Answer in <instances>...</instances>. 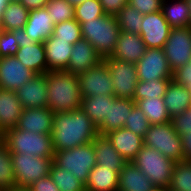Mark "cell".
<instances>
[{"label":"cell","instance_id":"6da1fadb","mask_svg":"<svg viewBox=\"0 0 191 191\" xmlns=\"http://www.w3.org/2000/svg\"><path fill=\"white\" fill-rule=\"evenodd\" d=\"M51 135L53 150L61 151L92 142L99 131L80 108L71 112H55Z\"/></svg>","mask_w":191,"mask_h":191},{"label":"cell","instance_id":"7a4b0ae2","mask_svg":"<svg viewBox=\"0 0 191 191\" xmlns=\"http://www.w3.org/2000/svg\"><path fill=\"white\" fill-rule=\"evenodd\" d=\"M47 107L52 112H71L80 109V94L77 74L65 70L47 71Z\"/></svg>","mask_w":191,"mask_h":191},{"label":"cell","instance_id":"3957f363","mask_svg":"<svg viewBox=\"0 0 191 191\" xmlns=\"http://www.w3.org/2000/svg\"><path fill=\"white\" fill-rule=\"evenodd\" d=\"M81 30L83 39H86L103 59L111 56L121 32L116 16L106 14L83 22Z\"/></svg>","mask_w":191,"mask_h":191},{"label":"cell","instance_id":"277c9868","mask_svg":"<svg viewBox=\"0 0 191 191\" xmlns=\"http://www.w3.org/2000/svg\"><path fill=\"white\" fill-rule=\"evenodd\" d=\"M0 138L5 142L10 153L52 158L54 150L51 134L28 132L16 127L5 130Z\"/></svg>","mask_w":191,"mask_h":191},{"label":"cell","instance_id":"5b68a950","mask_svg":"<svg viewBox=\"0 0 191 191\" xmlns=\"http://www.w3.org/2000/svg\"><path fill=\"white\" fill-rule=\"evenodd\" d=\"M132 162L143 172L155 187L169 188L176 162L156 149L143 145Z\"/></svg>","mask_w":191,"mask_h":191},{"label":"cell","instance_id":"8992f818","mask_svg":"<svg viewBox=\"0 0 191 191\" xmlns=\"http://www.w3.org/2000/svg\"><path fill=\"white\" fill-rule=\"evenodd\" d=\"M52 162L86 184L89 173L97 165L93 142L70 150L54 151Z\"/></svg>","mask_w":191,"mask_h":191},{"label":"cell","instance_id":"52a82bcc","mask_svg":"<svg viewBox=\"0 0 191 191\" xmlns=\"http://www.w3.org/2000/svg\"><path fill=\"white\" fill-rule=\"evenodd\" d=\"M143 145L156 149L175 162L184 161L181 137L173 129L171 121L150 125L143 137Z\"/></svg>","mask_w":191,"mask_h":191},{"label":"cell","instance_id":"ba28073f","mask_svg":"<svg viewBox=\"0 0 191 191\" xmlns=\"http://www.w3.org/2000/svg\"><path fill=\"white\" fill-rule=\"evenodd\" d=\"M11 158L16 187H29L49 175L52 158L35 157L27 153H11Z\"/></svg>","mask_w":191,"mask_h":191},{"label":"cell","instance_id":"9c48e42d","mask_svg":"<svg viewBox=\"0 0 191 191\" xmlns=\"http://www.w3.org/2000/svg\"><path fill=\"white\" fill-rule=\"evenodd\" d=\"M112 78V87L116 98L133 99L138 78L136 65L115 58H104Z\"/></svg>","mask_w":191,"mask_h":191},{"label":"cell","instance_id":"30bf717a","mask_svg":"<svg viewBox=\"0 0 191 191\" xmlns=\"http://www.w3.org/2000/svg\"><path fill=\"white\" fill-rule=\"evenodd\" d=\"M163 51L172 71L191 63V27L171 28Z\"/></svg>","mask_w":191,"mask_h":191},{"label":"cell","instance_id":"8fae6325","mask_svg":"<svg viewBox=\"0 0 191 191\" xmlns=\"http://www.w3.org/2000/svg\"><path fill=\"white\" fill-rule=\"evenodd\" d=\"M81 97L114 95L110 70L104 61L77 74Z\"/></svg>","mask_w":191,"mask_h":191},{"label":"cell","instance_id":"7c38bea8","mask_svg":"<svg viewBox=\"0 0 191 191\" xmlns=\"http://www.w3.org/2000/svg\"><path fill=\"white\" fill-rule=\"evenodd\" d=\"M135 65L137 78L140 81L172 79L173 71L162 48H147Z\"/></svg>","mask_w":191,"mask_h":191},{"label":"cell","instance_id":"4fadbf2b","mask_svg":"<svg viewBox=\"0 0 191 191\" xmlns=\"http://www.w3.org/2000/svg\"><path fill=\"white\" fill-rule=\"evenodd\" d=\"M171 28L160 10L143 15L139 35L147 48H163Z\"/></svg>","mask_w":191,"mask_h":191},{"label":"cell","instance_id":"5bb4252c","mask_svg":"<svg viewBox=\"0 0 191 191\" xmlns=\"http://www.w3.org/2000/svg\"><path fill=\"white\" fill-rule=\"evenodd\" d=\"M36 73L24 66L15 56L0 58V89L16 92Z\"/></svg>","mask_w":191,"mask_h":191},{"label":"cell","instance_id":"9a60e30c","mask_svg":"<svg viewBox=\"0 0 191 191\" xmlns=\"http://www.w3.org/2000/svg\"><path fill=\"white\" fill-rule=\"evenodd\" d=\"M23 108L47 107L48 89L46 74H36L16 91Z\"/></svg>","mask_w":191,"mask_h":191},{"label":"cell","instance_id":"2e32d148","mask_svg":"<svg viewBox=\"0 0 191 191\" xmlns=\"http://www.w3.org/2000/svg\"><path fill=\"white\" fill-rule=\"evenodd\" d=\"M55 24L45 7L29 11L28 21L21 31L22 37L43 43L53 34Z\"/></svg>","mask_w":191,"mask_h":191},{"label":"cell","instance_id":"e0dca14e","mask_svg":"<svg viewBox=\"0 0 191 191\" xmlns=\"http://www.w3.org/2000/svg\"><path fill=\"white\" fill-rule=\"evenodd\" d=\"M54 112L48 107L23 108L16 128L40 134H51Z\"/></svg>","mask_w":191,"mask_h":191},{"label":"cell","instance_id":"ac0fdd59","mask_svg":"<svg viewBox=\"0 0 191 191\" xmlns=\"http://www.w3.org/2000/svg\"><path fill=\"white\" fill-rule=\"evenodd\" d=\"M146 50V44L138 33L121 31L110 58L135 64L143 57Z\"/></svg>","mask_w":191,"mask_h":191},{"label":"cell","instance_id":"d6986e66","mask_svg":"<svg viewBox=\"0 0 191 191\" xmlns=\"http://www.w3.org/2000/svg\"><path fill=\"white\" fill-rule=\"evenodd\" d=\"M14 56L36 74L47 72L46 54L43 43H37L21 37L18 52Z\"/></svg>","mask_w":191,"mask_h":191},{"label":"cell","instance_id":"ffe728a7","mask_svg":"<svg viewBox=\"0 0 191 191\" xmlns=\"http://www.w3.org/2000/svg\"><path fill=\"white\" fill-rule=\"evenodd\" d=\"M101 61H103V58L94 47L86 39L82 38L73 44L71 58L65 71L78 74L91 69Z\"/></svg>","mask_w":191,"mask_h":191},{"label":"cell","instance_id":"44dd1931","mask_svg":"<svg viewBox=\"0 0 191 191\" xmlns=\"http://www.w3.org/2000/svg\"><path fill=\"white\" fill-rule=\"evenodd\" d=\"M47 71L66 70L71 58L73 44L51 35L43 42Z\"/></svg>","mask_w":191,"mask_h":191},{"label":"cell","instance_id":"7402d4cb","mask_svg":"<svg viewBox=\"0 0 191 191\" xmlns=\"http://www.w3.org/2000/svg\"><path fill=\"white\" fill-rule=\"evenodd\" d=\"M113 147L126 161H132L143 146V137L122 127L106 134Z\"/></svg>","mask_w":191,"mask_h":191},{"label":"cell","instance_id":"603a6c76","mask_svg":"<svg viewBox=\"0 0 191 191\" xmlns=\"http://www.w3.org/2000/svg\"><path fill=\"white\" fill-rule=\"evenodd\" d=\"M136 105L133 99L114 98L110 102L109 117H106L103 122L98 126L100 135L118 130L125 126L127 116Z\"/></svg>","mask_w":191,"mask_h":191},{"label":"cell","instance_id":"cb8c5ba5","mask_svg":"<svg viewBox=\"0 0 191 191\" xmlns=\"http://www.w3.org/2000/svg\"><path fill=\"white\" fill-rule=\"evenodd\" d=\"M97 165L105 166L118 173L128 162L113 147L112 142L106 135H98L93 141Z\"/></svg>","mask_w":191,"mask_h":191},{"label":"cell","instance_id":"d4e9b609","mask_svg":"<svg viewBox=\"0 0 191 191\" xmlns=\"http://www.w3.org/2000/svg\"><path fill=\"white\" fill-rule=\"evenodd\" d=\"M22 111L16 92L0 89V135L16 126Z\"/></svg>","mask_w":191,"mask_h":191},{"label":"cell","instance_id":"484cf974","mask_svg":"<svg viewBox=\"0 0 191 191\" xmlns=\"http://www.w3.org/2000/svg\"><path fill=\"white\" fill-rule=\"evenodd\" d=\"M117 191H151L155 186L131 161L119 172Z\"/></svg>","mask_w":191,"mask_h":191},{"label":"cell","instance_id":"4316f807","mask_svg":"<svg viewBox=\"0 0 191 191\" xmlns=\"http://www.w3.org/2000/svg\"><path fill=\"white\" fill-rule=\"evenodd\" d=\"M163 101L167 107L169 117L172 119L191 107V88H187L171 80Z\"/></svg>","mask_w":191,"mask_h":191},{"label":"cell","instance_id":"83f0119b","mask_svg":"<svg viewBox=\"0 0 191 191\" xmlns=\"http://www.w3.org/2000/svg\"><path fill=\"white\" fill-rule=\"evenodd\" d=\"M119 173L105 166L95 165L88 175L86 191H117Z\"/></svg>","mask_w":191,"mask_h":191},{"label":"cell","instance_id":"f1b7e54d","mask_svg":"<svg viewBox=\"0 0 191 191\" xmlns=\"http://www.w3.org/2000/svg\"><path fill=\"white\" fill-rule=\"evenodd\" d=\"M29 10L19 1L8 2L1 12L0 30L21 32L28 21Z\"/></svg>","mask_w":191,"mask_h":191},{"label":"cell","instance_id":"f546056e","mask_svg":"<svg viewBox=\"0 0 191 191\" xmlns=\"http://www.w3.org/2000/svg\"><path fill=\"white\" fill-rule=\"evenodd\" d=\"M161 11L172 28L191 27L187 0H163Z\"/></svg>","mask_w":191,"mask_h":191},{"label":"cell","instance_id":"4dcf8cb0","mask_svg":"<svg viewBox=\"0 0 191 191\" xmlns=\"http://www.w3.org/2000/svg\"><path fill=\"white\" fill-rule=\"evenodd\" d=\"M114 98V95H94L83 97L80 108L96 126H99L106 117H109L110 102Z\"/></svg>","mask_w":191,"mask_h":191},{"label":"cell","instance_id":"1f68e13d","mask_svg":"<svg viewBox=\"0 0 191 191\" xmlns=\"http://www.w3.org/2000/svg\"><path fill=\"white\" fill-rule=\"evenodd\" d=\"M135 103L145 113L151 125L164 124L171 121L163 98H145Z\"/></svg>","mask_w":191,"mask_h":191},{"label":"cell","instance_id":"d6a6232c","mask_svg":"<svg viewBox=\"0 0 191 191\" xmlns=\"http://www.w3.org/2000/svg\"><path fill=\"white\" fill-rule=\"evenodd\" d=\"M171 80L172 79H158L151 81L138 80L133 101L136 102L145 98H163Z\"/></svg>","mask_w":191,"mask_h":191},{"label":"cell","instance_id":"836d02e7","mask_svg":"<svg viewBox=\"0 0 191 191\" xmlns=\"http://www.w3.org/2000/svg\"><path fill=\"white\" fill-rule=\"evenodd\" d=\"M49 175L60 191H86L83 182L53 162L50 166Z\"/></svg>","mask_w":191,"mask_h":191},{"label":"cell","instance_id":"e575fe53","mask_svg":"<svg viewBox=\"0 0 191 191\" xmlns=\"http://www.w3.org/2000/svg\"><path fill=\"white\" fill-rule=\"evenodd\" d=\"M15 186V172L12 166L11 153L0 138V188L5 191Z\"/></svg>","mask_w":191,"mask_h":191},{"label":"cell","instance_id":"d590c367","mask_svg":"<svg viewBox=\"0 0 191 191\" xmlns=\"http://www.w3.org/2000/svg\"><path fill=\"white\" fill-rule=\"evenodd\" d=\"M116 19L121 31L140 34L143 14L131 5L124 6L116 15Z\"/></svg>","mask_w":191,"mask_h":191},{"label":"cell","instance_id":"8d00e7d4","mask_svg":"<svg viewBox=\"0 0 191 191\" xmlns=\"http://www.w3.org/2000/svg\"><path fill=\"white\" fill-rule=\"evenodd\" d=\"M170 191H191V161L176 162L171 183Z\"/></svg>","mask_w":191,"mask_h":191},{"label":"cell","instance_id":"74e56055","mask_svg":"<svg viewBox=\"0 0 191 191\" xmlns=\"http://www.w3.org/2000/svg\"><path fill=\"white\" fill-rule=\"evenodd\" d=\"M45 8L54 24L75 18V6L67 0H49Z\"/></svg>","mask_w":191,"mask_h":191},{"label":"cell","instance_id":"f35d334b","mask_svg":"<svg viewBox=\"0 0 191 191\" xmlns=\"http://www.w3.org/2000/svg\"><path fill=\"white\" fill-rule=\"evenodd\" d=\"M52 35L71 44H75L83 38L81 24L75 18L55 24Z\"/></svg>","mask_w":191,"mask_h":191},{"label":"cell","instance_id":"ab89813d","mask_svg":"<svg viewBox=\"0 0 191 191\" xmlns=\"http://www.w3.org/2000/svg\"><path fill=\"white\" fill-rule=\"evenodd\" d=\"M104 15L105 13L99 0H85L81 4L75 6V19L80 24Z\"/></svg>","mask_w":191,"mask_h":191},{"label":"cell","instance_id":"60d3db41","mask_svg":"<svg viewBox=\"0 0 191 191\" xmlns=\"http://www.w3.org/2000/svg\"><path fill=\"white\" fill-rule=\"evenodd\" d=\"M150 123L147 120L145 113L135 105L127 116L125 128L132 131L133 133L144 137L150 127Z\"/></svg>","mask_w":191,"mask_h":191},{"label":"cell","instance_id":"b9f144b4","mask_svg":"<svg viewBox=\"0 0 191 191\" xmlns=\"http://www.w3.org/2000/svg\"><path fill=\"white\" fill-rule=\"evenodd\" d=\"M21 32L0 30V58L14 56L19 49Z\"/></svg>","mask_w":191,"mask_h":191},{"label":"cell","instance_id":"7bdbcfd3","mask_svg":"<svg viewBox=\"0 0 191 191\" xmlns=\"http://www.w3.org/2000/svg\"><path fill=\"white\" fill-rule=\"evenodd\" d=\"M173 129L179 136L191 132V107L171 119Z\"/></svg>","mask_w":191,"mask_h":191},{"label":"cell","instance_id":"ee69618b","mask_svg":"<svg viewBox=\"0 0 191 191\" xmlns=\"http://www.w3.org/2000/svg\"><path fill=\"white\" fill-rule=\"evenodd\" d=\"M128 4L145 15L160 11L163 0H128Z\"/></svg>","mask_w":191,"mask_h":191},{"label":"cell","instance_id":"f6af8a7d","mask_svg":"<svg viewBox=\"0 0 191 191\" xmlns=\"http://www.w3.org/2000/svg\"><path fill=\"white\" fill-rule=\"evenodd\" d=\"M172 80L187 88H191V63L173 71Z\"/></svg>","mask_w":191,"mask_h":191},{"label":"cell","instance_id":"bcb514c9","mask_svg":"<svg viewBox=\"0 0 191 191\" xmlns=\"http://www.w3.org/2000/svg\"><path fill=\"white\" fill-rule=\"evenodd\" d=\"M106 15L116 16L128 4V0H99Z\"/></svg>","mask_w":191,"mask_h":191},{"label":"cell","instance_id":"7dc6e473","mask_svg":"<svg viewBox=\"0 0 191 191\" xmlns=\"http://www.w3.org/2000/svg\"><path fill=\"white\" fill-rule=\"evenodd\" d=\"M28 188L31 191H60L50 175L40 178Z\"/></svg>","mask_w":191,"mask_h":191},{"label":"cell","instance_id":"c3c4849f","mask_svg":"<svg viewBox=\"0 0 191 191\" xmlns=\"http://www.w3.org/2000/svg\"><path fill=\"white\" fill-rule=\"evenodd\" d=\"M180 137L184 160L191 161V132H188V134H182Z\"/></svg>","mask_w":191,"mask_h":191},{"label":"cell","instance_id":"681fc988","mask_svg":"<svg viewBox=\"0 0 191 191\" xmlns=\"http://www.w3.org/2000/svg\"><path fill=\"white\" fill-rule=\"evenodd\" d=\"M49 0H19L29 11L45 7Z\"/></svg>","mask_w":191,"mask_h":191},{"label":"cell","instance_id":"f907efd6","mask_svg":"<svg viewBox=\"0 0 191 191\" xmlns=\"http://www.w3.org/2000/svg\"><path fill=\"white\" fill-rule=\"evenodd\" d=\"M8 191H31L28 187H12L10 190Z\"/></svg>","mask_w":191,"mask_h":191},{"label":"cell","instance_id":"816d5d0a","mask_svg":"<svg viewBox=\"0 0 191 191\" xmlns=\"http://www.w3.org/2000/svg\"><path fill=\"white\" fill-rule=\"evenodd\" d=\"M9 0H0V12L4 10L6 5L8 4Z\"/></svg>","mask_w":191,"mask_h":191},{"label":"cell","instance_id":"f5cc1de1","mask_svg":"<svg viewBox=\"0 0 191 191\" xmlns=\"http://www.w3.org/2000/svg\"><path fill=\"white\" fill-rule=\"evenodd\" d=\"M70 4L76 6L78 4H81L82 2H84L85 0H67Z\"/></svg>","mask_w":191,"mask_h":191},{"label":"cell","instance_id":"db71d44e","mask_svg":"<svg viewBox=\"0 0 191 191\" xmlns=\"http://www.w3.org/2000/svg\"><path fill=\"white\" fill-rule=\"evenodd\" d=\"M151 191H170L167 187H154Z\"/></svg>","mask_w":191,"mask_h":191},{"label":"cell","instance_id":"11a10c76","mask_svg":"<svg viewBox=\"0 0 191 191\" xmlns=\"http://www.w3.org/2000/svg\"><path fill=\"white\" fill-rule=\"evenodd\" d=\"M187 4L190 11V19H191V0H187Z\"/></svg>","mask_w":191,"mask_h":191}]
</instances>
